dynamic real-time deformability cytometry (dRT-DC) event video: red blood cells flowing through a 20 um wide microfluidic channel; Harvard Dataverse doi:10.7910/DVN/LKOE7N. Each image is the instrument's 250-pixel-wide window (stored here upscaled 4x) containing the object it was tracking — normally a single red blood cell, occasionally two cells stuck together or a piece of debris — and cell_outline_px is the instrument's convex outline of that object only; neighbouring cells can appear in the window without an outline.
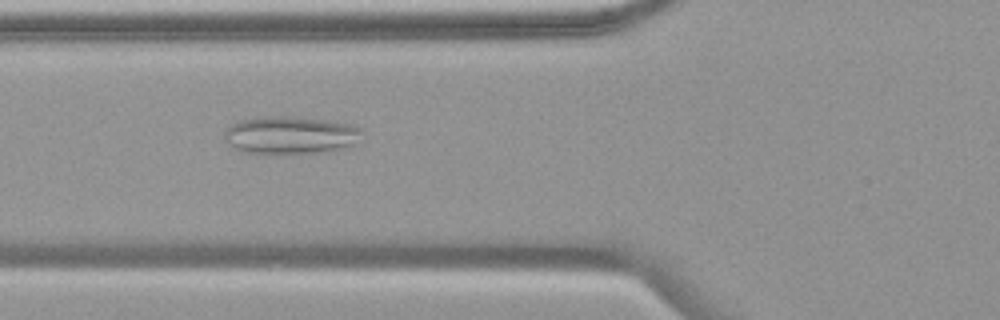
{"species": "common noctule bat (a hibernating species)", "species_latin": "Nyctalus noctula", "temperature_condition": "warm", "stored_images_in_passage": 45, "camera_frame_rate_fps": 3000, "um_per_image_px": 0.085, "animal": {"sex": "female", "body_mass_g": 19.9}, "frame": {"image": 1, "passage_image": 12, "time_ms": 3.667, "image_size_px": [1000, 320], "cell_outline_px": [[364, 132], [352, 144], [336, 148], [316, 152], [248, 152], [236, 148], [228, 144], [224, 136], [224, 132], [232, 124], [240, 120], [268, 116], [288, 116], [332, 120], [352, 124], [364, 128]], "centroid_in_image_um": [24.71, 11.43], "position_along_channel_um": 101.1, "area_um2": 29.54}}
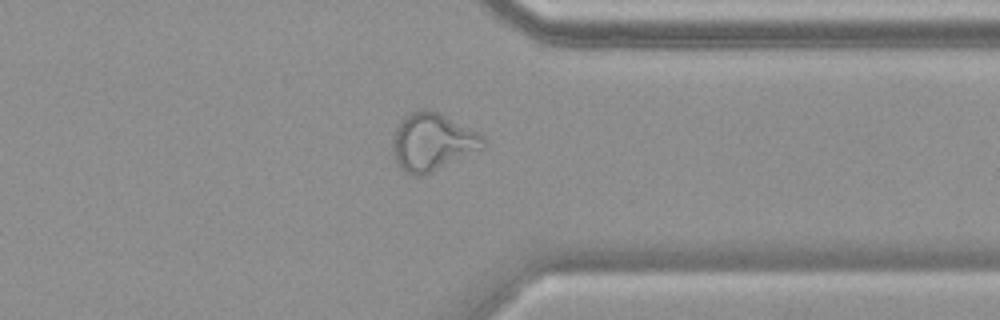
{"frame": {"image": 2, "passage_image": 34, "time_ms": 11.0, "image_size_px": [1000, 320], "cell_outline_px": [[484, 148], [432, 172], [420, 176], [412, 176], [400, 172], [396, 160], [392, 140], [396, 128], [400, 120], [416, 108], [424, 108], [436, 112], [480, 132], [484, 136]], "centroid_in_image_um": [36.74, 12.08], "position_along_channel_um": 374.7, "area_um2": 30.52}}
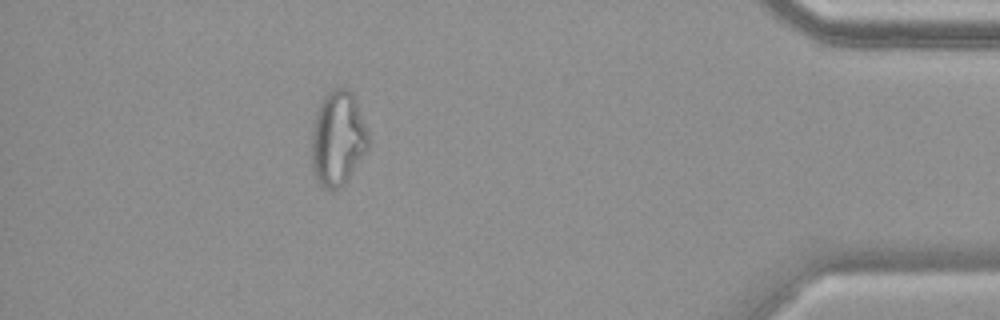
{"frame": {"image": 3, "passage_image": 40, "time_ms": 13.0, "image_size_px": [1000, 320], "cell_outline_px": [[368, 148], [344, 184], [340, 188], [332, 192], [324, 188], [316, 180], [312, 168], [312, 136], [316, 112], [324, 96], [328, 92], [336, 88], [348, 88], [352, 92], [356, 100], [368, 132]], "centroid_in_image_um": [28.71, 11.79], "position_along_channel_um": 406.5, "area_um2": 31.21}}